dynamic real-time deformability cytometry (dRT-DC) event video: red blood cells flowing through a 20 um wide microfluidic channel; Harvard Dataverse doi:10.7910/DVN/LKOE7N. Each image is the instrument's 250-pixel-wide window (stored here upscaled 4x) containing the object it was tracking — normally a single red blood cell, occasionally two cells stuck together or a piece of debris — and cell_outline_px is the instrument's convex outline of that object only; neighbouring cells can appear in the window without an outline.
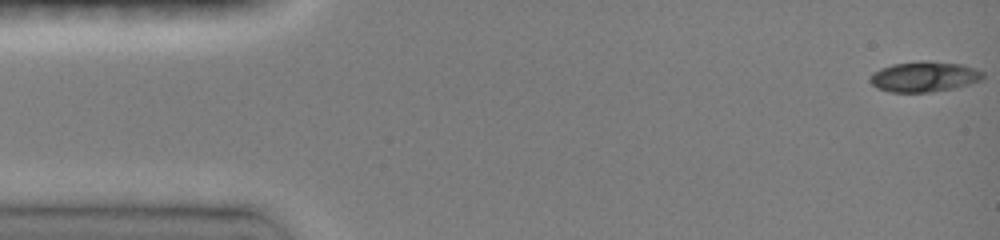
{"species": "common noctule bat (a hibernating species)", "species_latin": "Nyctalus noctula", "temperature_condition": "room temperature", "stored_images_in_passage": 18, "camera_frame_rate_fps": 3000, "um_per_image_px": 0.085, "animal": {"sex": "female", "body_mass_g": 19.0, "forearm_length_mm": 51.5}, "frame": {"image": 1, "passage_image": 1, "time_ms": 0.0, "image_size_px": [1000, 240], "cell_outline_px": [[984, 80], [956, 88], [932, 92], [892, 92], [876, 88], [868, 80], [872, 72], [880, 68], [892, 64], [924, 60], [960, 64], [984, 72]], "centroid_in_image_um": [78.55, 6.52], "position_along_channel_um": 6.4, "area_um2": 20.23}}
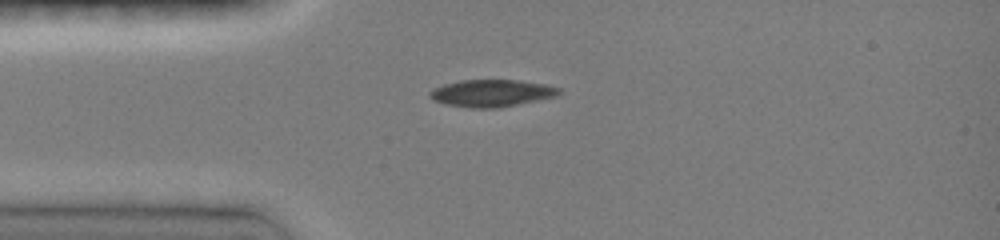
{"frame": {"image": 2, "passage_image": 10, "time_ms": 3.667, "image_size_px": [1000, 240], "cell_outline_px": [[564, 92], [556, 96], [500, 108], [472, 108], [444, 104], [432, 100], [428, 96], [428, 92], [444, 84], [460, 80], [520, 80], [544, 84], [560, 88]], "centroid_in_image_um": [41.79, 7.92], "position_along_channel_um": 43.2, "area_um2": 20.58}}